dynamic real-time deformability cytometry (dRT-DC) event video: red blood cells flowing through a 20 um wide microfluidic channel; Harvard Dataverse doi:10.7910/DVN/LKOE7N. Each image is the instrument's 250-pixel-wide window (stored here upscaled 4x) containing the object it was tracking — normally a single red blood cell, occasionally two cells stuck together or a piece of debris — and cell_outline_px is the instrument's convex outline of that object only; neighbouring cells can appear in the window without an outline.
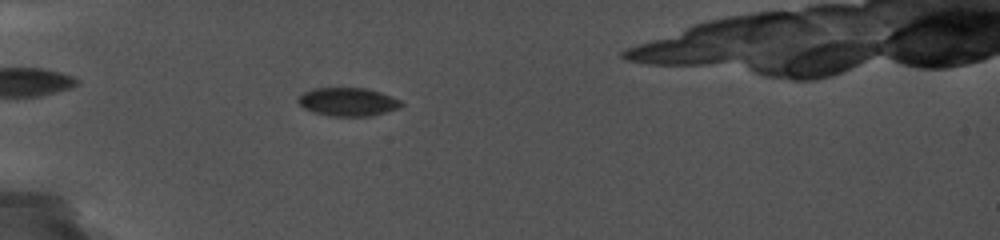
{"species": "common noctule bat (a hibernating species)", "species_latin": "Nyctalus noctula", "temperature_condition": "cold", "stored_images_in_passage": 34, "camera_frame_rate_fps": 5000, "um_per_image_px": 0.085, "animal": {"sex": "female", "body_mass_g": 19.0, "forearm_length_mm": 56.7}, "frame": {"image": 1, "passage_image": 8, "time_ms": 4.0, "image_size_px": [1000, 240], "cell_outline_px": [[404, 104], [400, 108], [372, 116], [328, 116], [312, 112], [304, 108], [296, 100], [304, 92], [312, 88], [364, 88], [380, 92], [392, 96], [400, 100]], "centroid_in_image_um": [29.58, 8.66], "position_along_channel_um": 55.4, "area_um2": 17.17}}
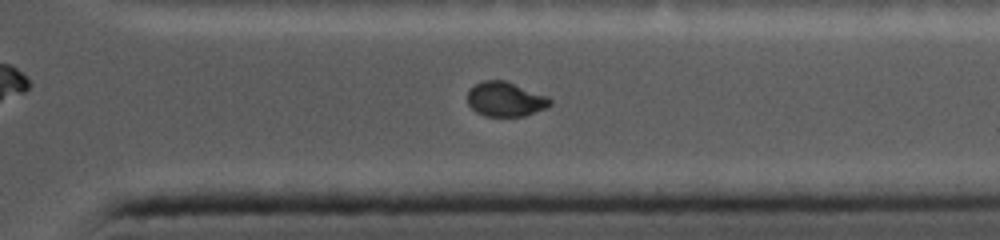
{"frame": {"image": 2, "passage_image": 24, "time_ms": 12.8, "image_size_px": [1000, 240], "cell_outline_px": [[552, 104], [544, 108], [524, 116], [484, 116], [476, 112], [468, 104], [468, 92], [476, 84], [484, 80], [504, 80], [548, 96], [552, 100]], "centroid_in_image_um": [42.96, 8.44], "position_along_channel_um": 368.4, "area_um2": 16.47}}
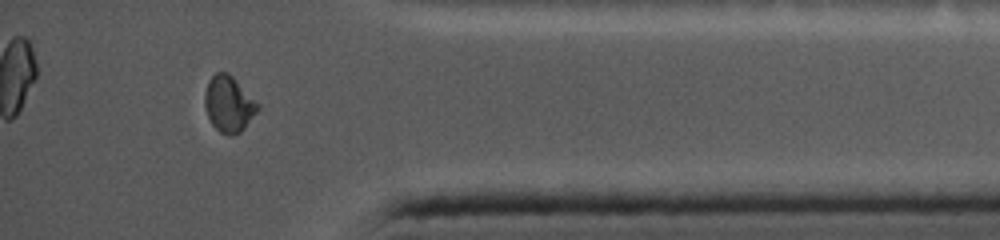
{"frame": {"image": 3, "passage_image": 30, "time_ms": 14.2, "image_size_px": [1000, 240], "cell_outline_px": [[260, 108], [244, 128], [240, 132], [228, 136], [220, 132], [212, 124], [208, 116], [204, 104], [204, 96], [208, 84], [212, 76], [216, 72], [228, 72], [260, 104]], "centroid_in_image_um": [19.46, 8.85], "position_along_channel_um": 415.7, "area_um2": 17.17}}